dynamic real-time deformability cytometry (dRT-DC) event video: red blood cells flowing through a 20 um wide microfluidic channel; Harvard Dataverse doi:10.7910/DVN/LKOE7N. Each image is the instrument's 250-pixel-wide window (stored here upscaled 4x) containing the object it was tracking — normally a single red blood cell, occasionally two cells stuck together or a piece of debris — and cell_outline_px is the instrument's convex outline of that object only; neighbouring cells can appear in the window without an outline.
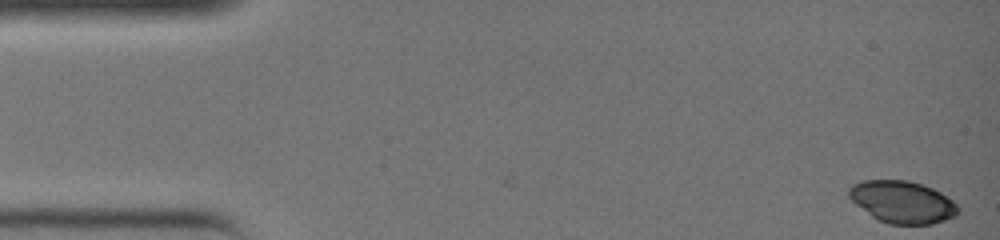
{"species": "common noctule bat (a hibernating species)", "species_latin": "Nyctalus noctula", "temperature_condition": "warm", "stored_images_in_passage": 3, "camera_frame_rate_fps": 3000, "um_per_image_px": 0.085, "animal": {"sex": "female", "body_mass_g": 19.0, "forearm_length_mm": 51.5}, "frame": {"image": 1, "passage_image": 3, "time_ms": 0.667, "image_size_px": [1000, 240], "cell_outline_px": [[960, 212], [956, 216], [932, 224], [888, 224], [876, 220], [856, 204], [848, 196], [848, 188], [852, 184], [864, 180], [908, 180], [932, 188], [940, 192], [952, 200], [960, 208]], "centroid_in_image_um": [76.69, 17.17], "position_along_channel_um": 8.3, "area_um2": 26.93}}